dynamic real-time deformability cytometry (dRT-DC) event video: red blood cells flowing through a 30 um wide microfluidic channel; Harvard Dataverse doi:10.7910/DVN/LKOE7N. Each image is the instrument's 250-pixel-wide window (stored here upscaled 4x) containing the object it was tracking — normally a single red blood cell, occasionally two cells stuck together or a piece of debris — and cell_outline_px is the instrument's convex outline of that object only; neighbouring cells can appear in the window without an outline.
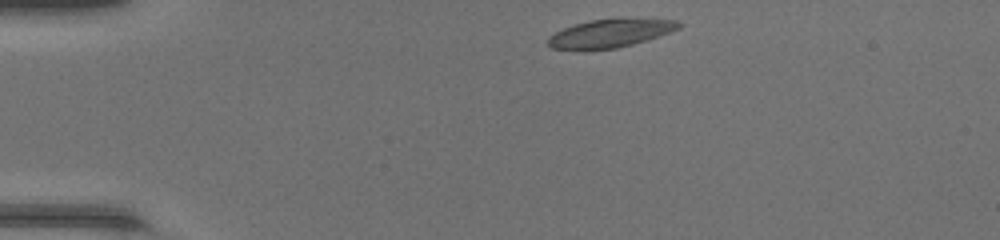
{"species": "common noctule bat (a hibernating species)", "species_latin": "Nyctalus noctula", "temperature_condition": "warm", "stored_images_in_passage": 39, "camera_frame_rate_fps": 3000, "um_per_image_px": 0.085, "animal": {"sex": "female", "body_mass_g": 17.0, "forearm_length_mm": 48.0}, "frame": {"image": 1, "passage_image": 1, "time_ms": 0.0, "image_size_px": [1000, 240], "cell_outline_px": [[684, 24], [680, 28], [632, 44], [616, 48], [552, 48], [548, 44], [548, 36], [564, 28], [576, 24], [592, 20], [680, 20]], "centroid_in_image_um": [51.87, 2.83], "position_along_channel_um": 33.1, "area_um2": 20.23}}
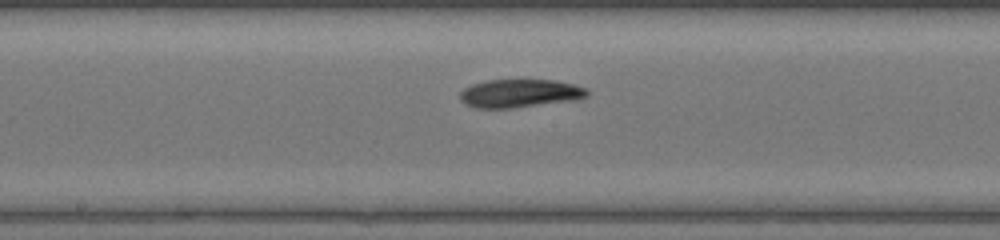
{"frame": {"image": 2, "passage_image": 17, "time_ms": 5.333, "image_size_px": [1000, 240], "cell_outline_px": [[588, 96], [576, 100], [512, 108], [476, 108], [464, 104], [460, 100], [460, 92], [464, 88], [472, 84], [488, 80], [556, 80], [588, 88]], "centroid_in_image_um": [44.19, 7.94], "position_along_channel_um": 204.0, "area_um2": 21.04}}
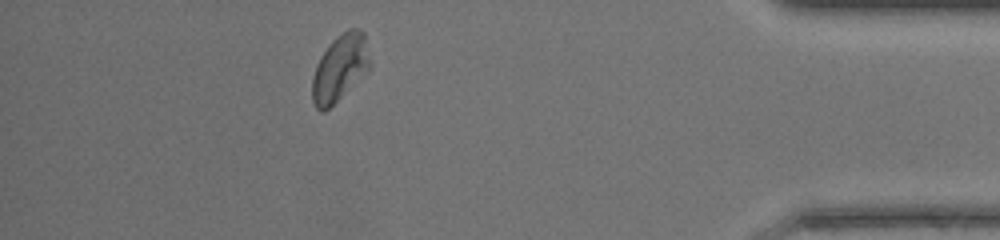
{"frame": {"image": 3, "passage_image": 34, "time_ms": 11.0, "image_size_px": [1000, 240], "cell_outline_px": [[372, 64], [324, 112], [320, 112], [316, 108], [312, 100], [312, 76], [316, 64], [320, 56], [332, 40], [336, 36], [348, 28], [356, 28], [364, 32]], "centroid_in_image_um": [28.86, 5.72], "position_along_channel_um": 406.3, "area_um2": 22.02}, "authors_computed_cell_mechanics": {"area_um2": 21.7328, "velocity_mm_per_s": 4.3621, "shape_relaxation_time_tau1_ms": null, "shape_relaxation_time_tau2_ms": 5.8876, "deformation_change_tau1": null, "deformation_change_tau2": 0.1321}}